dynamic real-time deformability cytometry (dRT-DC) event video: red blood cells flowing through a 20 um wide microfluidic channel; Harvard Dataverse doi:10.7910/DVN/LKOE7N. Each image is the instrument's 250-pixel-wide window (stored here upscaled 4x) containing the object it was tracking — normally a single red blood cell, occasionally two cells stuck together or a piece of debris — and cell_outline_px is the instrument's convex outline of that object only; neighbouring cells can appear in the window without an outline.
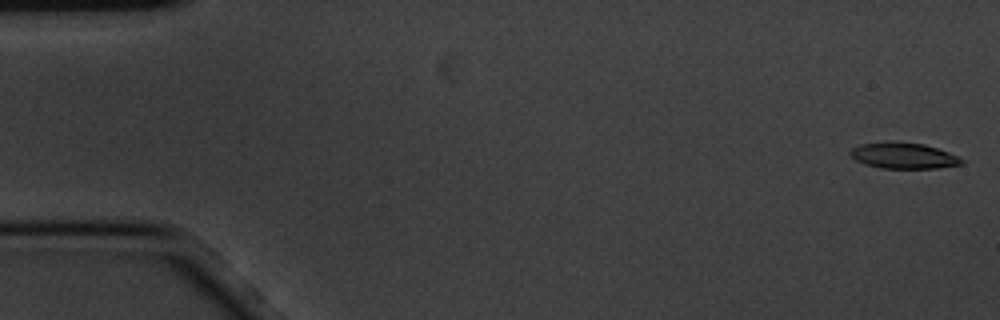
{"species": "common noctule bat (a hibernating species)", "species_latin": "Nyctalus noctula", "temperature_condition": "cold", "stored_images_in_passage": 11, "camera_frame_rate_fps": 3000, "um_per_image_px": 0.085, "animal": {"sex": "male", "body_mass_g": 20.1, "forearm_length_mm": 53.5}, "frame": {"image": 1, "passage_image": 1, "time_ms": 0.0, "image_size_px": [1000, 320], "cell_outline_px": [[964, 164], [936, 168], [880, 168], [864, 164], [856, 160], [848, 152], [852, 148], [860, 144], [888, 140], [892, 140], [924, 144], [948, 152], [964, 160]], "centroid_in_image_um": [76.76, 13.21], "position_along_channel_um": 8.2, "area_um2": 17.05}}
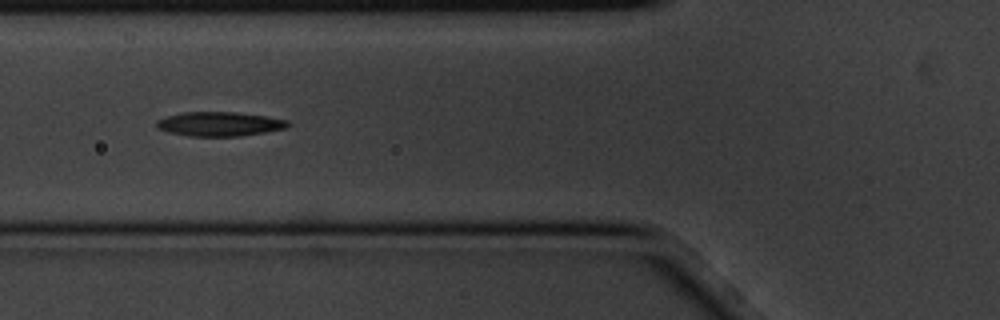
{"frame": {"image": 2, "passage_image": 6, "time_ms": 1.667, "image_size_px": [1000, 320], "cell_outline_px": [[292, 124], [284, 128], [264, 132], [240, 136], [188, 136], [168, 132], [156, 128], [156, 120], [168, 116], [184, 112], [240, 112], [288, 120]], "centroid_in_image_um": [18.64, 10.54], "position_along_channel_um": 107.2, "area_um2": 18.55}}
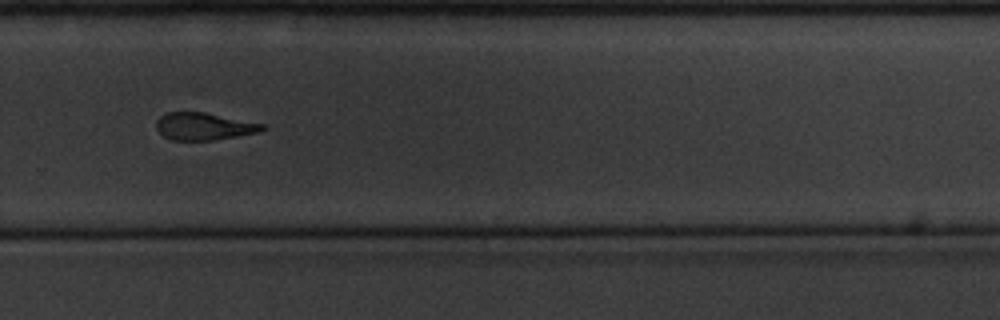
{"frame": {"image": 3, "passage_image": 11, "time_ms": 3.333, "image_size_px": [1000, 320], "cell_outline_px": [[268, 128], [260, 132], [212, 140], [172, 140], [164, 136], [156, 128], [156, 120], [160, 116], [168, 112], [204, 112], [264, 124]], "centroid_in_image_um": [17.34, 10.74], "position_along_channel_um": 312.5, "area_um2": 16.82}}